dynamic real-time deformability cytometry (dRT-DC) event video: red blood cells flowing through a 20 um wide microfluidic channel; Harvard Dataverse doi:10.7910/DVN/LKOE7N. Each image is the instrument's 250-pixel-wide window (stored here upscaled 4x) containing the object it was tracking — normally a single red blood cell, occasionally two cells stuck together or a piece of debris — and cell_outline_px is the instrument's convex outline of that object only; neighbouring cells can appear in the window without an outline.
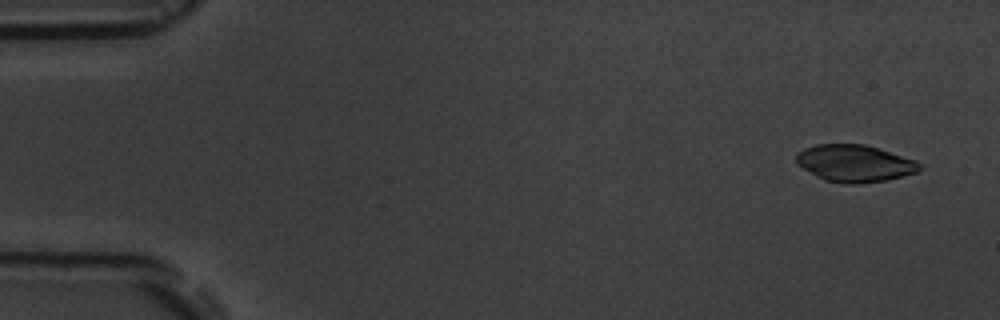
{"species": "common noctule bat (a hibernating species)", "species_latin": "Nyctalus noctula", "temperature_condition": "room temperature", "stored_images_in_passage": 4, "camera_frame_rate_fps": 3000, "um_per_image_px": 0.085, "animal": {"sex": "male", "body_mass_g": 19.5, "forearm_length_mm": 54.6}, "frame": {"image": 1, "passage_image": 1, "time_ms": 0.0, "image_size_px": [1000, 320], "cell_outline_px": [[924, 168], [916, 172], [904, 176], [884, 180], [856, 184], [844, 184], [824, 180], [796, 164], [796, 156], [804, 148], [816, 144], [864, 144], [916, 160]], "centroid_in_image_um": [72.65, 13.89], "position_along_channel_um": 12.3, "area_um2": 26.53}}